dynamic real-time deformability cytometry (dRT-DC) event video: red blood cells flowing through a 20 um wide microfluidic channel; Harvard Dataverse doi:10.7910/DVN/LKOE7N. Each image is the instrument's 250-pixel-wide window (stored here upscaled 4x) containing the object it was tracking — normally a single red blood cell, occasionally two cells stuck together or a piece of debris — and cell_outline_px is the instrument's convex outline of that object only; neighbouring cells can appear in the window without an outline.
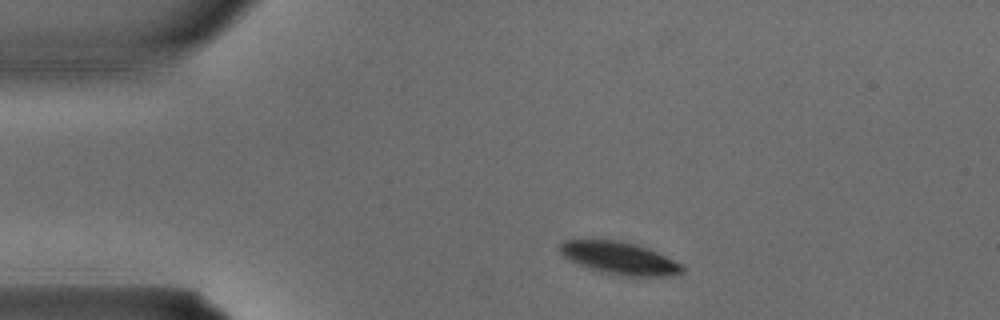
{"species": "common noctule bat (a hibernating species)", "species_latin": "Nyctalus noctula", "temperature_condition": "warm", "stored_images_in_passage": 2, "camera_frame_rate_fps": 3000, "um_per_image_px": 0.085, "animal": {"sex": "male", "body_mass_g": 15.6}, "frame": {"image": 1, "passage_image": 1, "time_ms": 0.0, "image_size_px": [1000, 320], "cell_outline_px": [[684, 272], [668, 276], [628, 276], [600, 272], [568, 260], [556, 248], [564, 240], [620, 240], [648, 248], [680, 264], [684, 268]], "centroid_in_image_um": [52.6, 21.94], "position_along_channel_um": 32.4, "area_um2": 22.95}}